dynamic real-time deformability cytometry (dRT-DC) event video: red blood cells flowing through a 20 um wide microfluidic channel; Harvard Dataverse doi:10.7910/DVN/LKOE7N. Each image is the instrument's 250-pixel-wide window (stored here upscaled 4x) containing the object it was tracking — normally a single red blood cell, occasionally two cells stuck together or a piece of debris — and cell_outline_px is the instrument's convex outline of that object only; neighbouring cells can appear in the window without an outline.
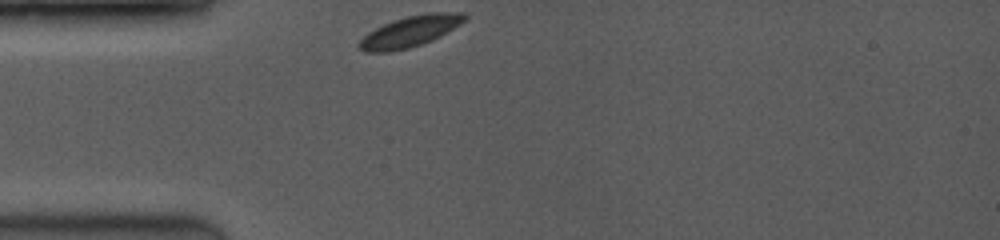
{"species": "common noctule bat (a hibernating species)", "species_latin": "Nyctalus noctula", "temperature_condition": "room temperature", "stored_images_in_passage": 35, "camera_frame_rate_fps": 3500, "um_per_image_px": 0.085, "animal": {"sex": "female", "body_mass_g": 19.0, "forearm_length_mm": 53.3}, "frame": {"image": 1, "passage_image": 1, "time_ms": 0.0, "image_size_px": [1000, 240], "cell_outline_px": [[468, 16], [460, 24], [440, 36], [432, 40], [408, 48], [388, 52], [364, 52], [356, 44], [368, 32], [392, 20], [408, 16], [428, 12], [464, 12]], "centroid_in_image_um": [34.85, 2.66], "position_along_channel_um": 50.1, "area_um2": 18.9}}
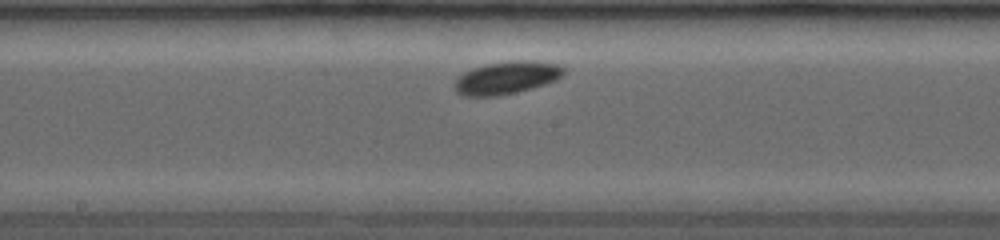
{"frame": {"image": 2, "passage_image": 16, "time_ms": 4.286, "image_size_px": [1000, 240], "cell_outline_px": [[564, 72], [556, 80], [532, 88], [496, 96], [464, 96], [456, 92], [456, 80], [464, 72], [472, 68], [484, 64], [520, 60], [528, 60], [556, 64], [564, 68]], "centroid_in_image_um": [43.05, 6.6], "position_along_channel_um": 205.2, "area_um2": 20.4}}
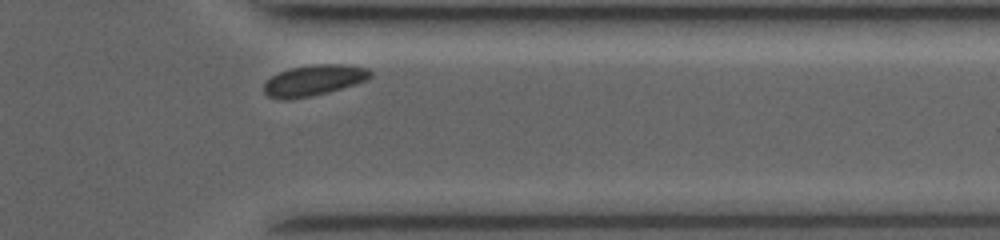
{"frame": {"image": 3, "passage_image": 32, "time_ms": 8.857, "image_size_px": [1000, 240], "cell_outline_px": [[372, 76], [368, 80], [356, 84], [328, 92], [312, 96], [284, 100], [280, 100], [268, 96], [264, 92], [264, 84], [272, 76], [280, 72], [292, 68], [316, 64], [348, 64], [368, 68], [372, 72]], "centroid_in_image_um": [26.72, 6.83], "position_along_channel_um": 384.7, "area_um2": 19.19}, "authors_computed_cell_mechanics": {"area_um2": 18.9006, "velocity_mm_per_s": 3.8902, "shape_relaxation_time_tau1_ms": 3.6344, "shape_relaxation_time_tau2_ms": null, "deformation_change_tau1": 0.0948, "deformation_change_tau2": null}}